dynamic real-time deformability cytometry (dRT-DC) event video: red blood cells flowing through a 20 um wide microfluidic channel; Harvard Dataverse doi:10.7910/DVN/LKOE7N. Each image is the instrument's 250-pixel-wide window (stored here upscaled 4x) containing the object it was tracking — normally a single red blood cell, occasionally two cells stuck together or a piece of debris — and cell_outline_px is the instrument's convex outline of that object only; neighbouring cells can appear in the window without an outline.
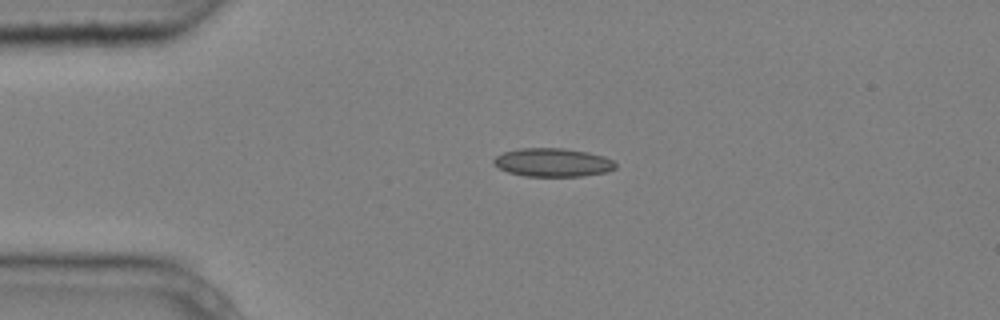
{"species": "common noctule bat (a hibernating species)", "species_latin": "Nyctalus noctula", "temperature_condition": "cold", "stored_images_in_passage": 2, "camera_frame_rate_fps": 3000, "um_per_image_px": 0.085, "animal": {"sex": "male", "body_mass_g": 20.4}, "frame": {"image": 1, "passage_image": 2, "time_ms": 0.333, "image_size_px": [1000, 320], "cell_outline_px": [[616, 168], [608, 172], [584, 176], [524, 176], [508, 172], [492, 164], [492, 160], [496, 156], [504, 152], [520, 148], [564, 148], [588, 152], [604, 156], [612, 160], [616, 164]], "centroid_in_image_um": [46.99, 13.81], "position_along_channel_um": 38.0, "area_um2": 20.35}}